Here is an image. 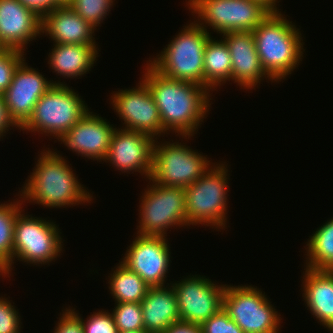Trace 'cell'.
I'll use <instances>...</instances> for the list:
<instances>
[{"instance_id":"obj_1","label":"cell","mask_w":333,"mask_h":333,"mask_svg":"<svg viewBox=\"0 0 333 333\" xmlns=\"http://www.w3.org/2000/svg\"><path fill=\"white\" fill-rule=\"evenodd\" d=\"M145 67L140 79L154 97L163 124V135L172 131L178 133L179 138L182 136L187 140L193 137L209 112L210 91L194 82L164 77L148 62Z\"/></svg>"},{"instance_id":"obj_2","label":"cell","mask_w":333,"mask_h":333,"mask_svg":"<svg viewBox=\"0 0 333 333\" xmlns=\"http://www.w3.org/2000/svg\"><path fill=\"white\" fill-rule=\"evenodd\" d=\"M46 149L38 155L36 166L26 179L27 183L23 185L19 199L48 208L91 203L93 196L78 181L72 166L58 152Z\"/></svg>"},{"instance_id":"obj_3","label":"cell","mask_w":333,"mask_h":333,"mask_svg":"<svg viewBox=\"0 0 333 333\" xmlns=\"http://www.w3.org/2000/svg\"><path fill=\"white\" fill-rule=\"evenodd\" d=\"M252 32L265 72L275 82L286 79L301 63L305 51L300 30L280 11L272 12Z\"/></svg>"},{"instance_id":"obj_4","label":"cell","mask_w":333,"mask_h":333,"mask_svg":"<svg viewBox=\"0 0 333 333\" xmlns=\"http://www.w3.org/2000/svg\"><path fill=\"white\" fill-rule=\"evenodd\" d=\"M210 37L211 33L194 20L148 63L164 77L194 82L213 91L204 82V50Z\"/></svg>"},{"instance_id":"obj_5","label":"cell","mask_w":333,"mask_h":333,"mask_svg":"<svg viewBox=\"0 0 333 333\" xmlns=\"http://www.w3.org/2000/svg\"><path fill=\"white\" fill-rule=\"evenodd\" d=\"M212 163L210 169L193 184L184 188L188 225H204L218 231L227 227L228 168Z\"/></svg>"},{"instance_id":"obj_6","label":"cell","mask_w":333,"mask_h":333,"mask_svg":"<svg viewBox=\"0 0 333 333\" xmlns=\"http://www.w3.org/2000/svg\"><path fill=\"white\" fill-rule=\"evenodd\" d=\"M85 101L66 84H53L37 101L32 116L20 131L39 132L58 139L89 110Z\"/></svg>"},{"instance_id":"obj_7","label":"cell","mask_w":333,"mask_h":333,"mask_svg":"<svg viewBox=\"0 0 333 333\" xmlns=\"http://www.w3.org/2000/svg\"><path fill=\"white\" fill-rule=\"evenodd\" d=\"M186 4L196 14L197 24L205 30L212 27L221 35L231 31H253L272 13L258 0H188Z\"/></svg>"},{"instance_id":"obj_8","label":"cell","mask_w":333,"mask_h":333,"mask_svg":"<svg viewBox=\"0 0 333 333\" xmlns=\"http://www.w3.org/2000/svg\"><path fill=\"white\" fill-rule=\"evenodd\" d=\"M148 180L150 186L144 189L139 201L137 234L166 237L169 228L188 227L184 188L160 186Z\"/></svg>"},{"instance_id":"obj_9","label":"cell","mask_w":333,"mask_h":333,"mask_svg":"<svg viewBox=\"0 0 333 333\" xmlns=\"http://www.w3.org/2000/svg\"><path fill=\"white\" fill-rule=\"evenodd\" d=\"M265 292L251 285H227L223 309L244 333H279L282 318Z\"/></svg>"},{"instance_id":"obj_10","label":"cell","mask_w":333,"mask_h":333,"mask_svg":"<svg viewBox=\"0 0 333 333\" xmlns=\"http://www.w3.org/2000/svg\"><path fill=\"white\" fill-rule=\"evenodd\" d=\"M154 145L151 181L160 186L187 188L212 165L203 154L181 142L157 143ZM159 144V145H158Z\"/></svg>"},{"instance_id":"obj_11","label":"cell","mask_w":333,"mask_h":333,"mask_svg":"<svg viewBox=\"0 0 333 333\" xmlns=\"http://www.w3.org/2000/svg\"><path fill=\"white\" fill-rule=\"evenodd\" d=\"M60 234L55 222L25 215L21 210L14 224L13 264L17 258L39 266L57 260L63 248Z\"/></svg>"},{"instance_id":"obj_12","label":"cell","mask_w":333,"mask_h":333,"mask_svg":"<svg viewBox=\"0 0 333 333\" xmlns=\"http://www.w3.org/2000/svg\"><path fill=\"white\" fill-rule=\"evenodd\" d=\"M180 281L170 283L177 297L180 321L202 325L223 308L226 284L217 285L206 276L191 274Z\"/></svg>"},{"instance_id":"obj_13","label":"cell","mask_w":333,"mask_h":333,"mask_svg":"<svg viewBox=\"0 0 333 333\" xmlns=\"http://www.w3.org/2000/svg\"><path fill=\"white\" fill-rule=\"evenodd\" d=\"M136 87L112 93L114 112L124 121L123 129L158 138L163 135V124L158 107L147 84L140 79ZM156 136V137H155Z\"/></svg>"},{"instance_id":"obj_14","label":"cell","mask_w":333,"mask_h":333,"mask_svg":"<svg viewBox=\"0 0 333 333\" xmlns=\"http://www.w3.org/2000/svg\"><path fill=\"white\" fill-rule=\"evenodd\" d=\"M167 241L164 236L137 234L121 263L138 274L149 287L166 286L171 262Z\"/></svg>"},{"instance_id":"obj_15","label":"cell","mask_w":333,"mask_h":333,"mask_svg":"<svg viewBox=\"0 0 333 333\" xmlns=\"http://www.w3.org/2000/svg\"><path fill=\"white\" fill-rule=\"evenodd\" d=\"M155 142L156 138L147 134L116 128L104 161L122 173L138 172L149 179L153 169Z\"/></svg>"},{"instance_id":"obj_16","label":"cell","mask_w":333,"mask_h":333,"mask_svg":"<svg viewBox=\"0 0 333 333\" xmlns=\"http://www.w3.org/2000/svg\"><path fill=\"white\" fill-rule=\"evenodd\" d=\"M53 84L65 82L48 81L24 59L16 68L12 82L2 94L13 121L21 128L32 116L35 104Z\"/></svg>"},{"instance_id":"obj_17","label":"cell","mask_w":333,"mask_h":333,"mask_svg":"<svg viewBox=\"0 0 333 333\" xmlns=\"http://www.w3.org/2000/svg\"><path fill=\"white\" fill-rule=\"evenodd\" d=\"M116 127L90 109L57 140L81 157L104 161Z\"/></svg>"},{"instance_id":"obj_18","label":"cell","mask_w":333,"mask_h":333,"mask_svg":"<svg viewBox=\"0 0 333 333\" xmlns=\"http://www.w3.org/2000/svg\"><path fill=\"white\" fill-rule=\"evenodd\" d=\"M222 38L232 59L231 80L241 89H255L265 78L275 82L262 67L252 31H231Z\"/></svg>"},{"instance_id":"obj_19","label":"cell","mask_w":333,"mask_h":333,"mask_svg":"<svg viewBox=\"0 0 333 333\" xmlns=\"http://www.w3.org/2000/svg\"><path fill=\"white\" fill-rule=\"evenodd\" d=\"M41 34V17L19 0H0V44L24 52Z\"/></svg>"},{"instance_id":"obj_20","label":"cell","mask_w":333,"mask_h":333,"mask_svg":"<svg viewBox=\"0 0 333 333\" xmlns=\"http://www.w3.org/2000/svg\"><path fill=\"white\" fill-rule=\"evenodd\" d=\"M97 28L83 20L67 4L55 7L41 17V33L56 44H96Z\"/></svg>"},{"instance_id":"obj_21","label":"cell","mask_w":333,"mask_h":333,"mask_svg":"<svg viewBox=\"0 0 333 333\" xmlns=\"http://www.w3.org/2000/svg\"><path fill=\"white\" fill-rule=\"evenodd\" d=\"M302 297L318 322L333 333V270L304 268Z\"/></svg>"},{"instance_id":"obj_22","label":"cell","mask_w":333,"mask_h":333,"mask_svg":"<svg viewBox=\"0 0 333 333\" xmlns=\"http://www.w3.org/2000/svg\"><path fill=\"white\" fill-rule=\"evenodd\" d=\"M140 303L147 333H163L180 321L177 297L171 284L149 287Z\"/></svg>"},{"instance_id":"obj_23","label":"cell","mask_w":333,"mask_h":333,"mask_svg":"<svg viewBox=\"0 0 333 333\" xmlns=\"http://www.w3.org/2000/svg\"><path fill=\"white\" fill-rule=\"evenodd\" d=\"M53 45L55 47L49 52L48 64L53 72L66 79L80 77L91 71L100 51L97 44Z\"/></svg>"},{"instance_id":"obj_24","label":"cell","mask_w":333,"mask_h":333,"mask_svg":"<svg viewBox=\"0 0 333 333\" xmlns=\"http://www.w3.org/2000/svg\"><path fill=\"white\" fill-rule=\"evenodd\" d=\"M204 82L216 90L221 84L231 80L232 59L226 42L212 37L204 50Z\"/></svg>"},{"instance_id":"obj_25","label":"cell","mask_w":333,"mask_h":333,"mask_svg":"<svg viewBox=\"0 0 333 333\" xmlns=\"http://www.w3.org/2000/svg\"><path fill=\"white\" fill-rule=\"evenodd\" d=\"M114 268L108 276L110 285L108 288L115 303H140L149 286L138 274L129 270L120 261Z\"/></svg>"},{"instance_id":"obj_26","label":"cell","mask_w":333,"mask_h":333,"mask_svg":"<svg viewBox=\"0 0 333 333\" xmlns=\"http://www.w3.org/2000/svg\"><path fill=\"white\" fill-rule=\"evenodd\" d=\"M306 247V266L311 269L333 270V217L310 236Z\"/></svg>"},{"instance_id":"obj_27","label":"cell","mask_w":333,"mask_h":333,"mask_svg":"<svg viewBox=\"0 0 333 333\" xmlns=\"http://www.w3.org/2000/svg\"><path fill=\"white\" fill-rule=\"evenodd\" d=\"M17 200L0 204V267L8 277L13 269L14 224L17 214L23 208L22 199Z\"/></svg>"},{"instance_id":"obj_28","label":"cell","mask_w":333,"mask_h":333,"mask_svg":"<svg viewBox=\"0 0 333 333\" xmlns=\"http://www.w3.org/2000/svg\"><path fill=\"white\" fill-rule=\"evenodd\" d=\"M114 2L115 0H70L67 5L96 28L106 19Z\"/></svg>"},{"instance_id":"obj_29","label":"cell","mask_w":333,"mask_h":333,"mask_svg":"<svg viewBox=\"0 0 333 333\" xmlns=\"http://www.w3.org/2000/svg\"><path fill=\"white\" fill-rule=\"evenodd\" d=\"M113 321L118 331L145 330L141 303H115Z\"/></svg>"},{"instance_id":"obj_30","label":"cell","mask_w":333,"mask_h":333,"mask_svg":"<svg viewBox=\"0 0 333 333\" xmlns=\"http://www.w3.org/2000/svg\"><path fill=\"white\" fill-rule=\"evenodd\" d=\"M24 53L14 49H5L0 53V95L8 89L16 68L25 59Z\"/></svg>"},{"instance_id":"obj_31","label":"cell","mask_w":333,"mask_h":333,"mask_svg":"<svg viewBox=\"0 0 333 333\" xmlns=\"http://www.w3.org/2000/svg\"><path fill=\"white\" fill-rule=\"evenodd\" d=\"M103 310L94 312L87 320L82 318L84 333H118L112 314Z\"/></svg>"},{"instance_id":"obj_32","label":"cell","mask_w":333,"mask_h":333,"mask_svg":"<svg viewBox=\"0 0 333 333\" xmlns=\"http://www.w3.org/2000/svg\"><path fill=\"white\" fill-rule=\"evenodd\" d=\"M201 327L203 333H244L223 308L205 321Z\"/></svg>"},{"instance_id":"obj_33","label":"cell","mask_w":333,"mask_h":333,"mask_svg":"<svg viewBox=\"0 0 333 333\" xmlns=\"http://www.w3.org/2000/svg\"><path fill=\"white\" fill-rule=\"evenodd\" d=\"M7 299L0 297V333H20L21 316L11 300Z\"/></svg>"},{"instance_id":"obj_34","label":"cell","mask_w":333,"mask_h":333,"mask_svg":"<svg viewBox=\"0 0 333 333\" xmlns=\"http://www.w3.org/2000/svg\"><path fill=\"white\" fill-rule=\"evenodd\" d=\"M62 312V314L60 313L62 316H60L56 324L57 326L55 325L54 333H84L82 317L75 311V308L72 309L69 306Z\"/></svg>"},{"instance_id":"obj_35","label":"cell","mask_w":333,"mask_h":333,"mask_svg":"<svg viewBox=\"0 0 333 333\" xmlns=\"http://www.w3.org/2000/svg\"><path fill=\"white\" fill-rule=\"evenodd\" d=\"M24 6L34 10L40 17L63 5L59 0H19Z\"/></svg>"},{"instance_id":"obj_36","label":"cell","mask_w":333,"mask_h":333,"mask_svg":"<svg viewBox=\"0 0 333 333\" xmlns=\"http://www.w3.org/2000/svg\"><path fill=\"white\" fill-rule=\"evenodd\" d=\"M11 126L12 128L16 127L20 130V127L10 117L5 100L3 96L0 95V138L6 135Z\"/></svg>"},{"instance_id":"obj_37","label":"cell","mask_w":333,"mask_h":333,"mask_svg":"<svg viewBox=\"0 0 333 333\" xmlns=\"http://www.w3.org/2000/svg\"><path fill=\"white\" fill-rule=\"evenodd\" d=\"M163 333H203L201 325L179 321L172 324Z\"/></svg>"},{"instance_id":"obj_38","label":"cell","mask_w":333,"mask_h":333,"mask_svg":"<svg viewBox=\"0 0 333 333\" xmlns=\"http://www.w3.org/2000/svg\"><path fill=\"white\" fill-rule=\"evenodd\" d=\"M258 1L262 2L272 12H280V9L278 7H276L277 6L276 4L279 3L280 1H278V0H258Z\"/></svg>"},{"instance_id":"obj_39","label":"cell","mask_w":333,"mask_h":333,"mask_svg":"<svg viewBox=\"0 0 333 333\" xmlns=\"http://www.w3.org/2000/svg\"><path fill=\"white\" fill-rule=\"evenodd\" d=\"M118 333H147L145 330L142 331H118Z\"/></svg>"},{"instance_id":"obj_40","label":"cell","mask_w":333,"mask_h":333,"mask_svg":"<svg viewBox=\"0 0 333 333\" xmlns=\"http://www.w3.org/2000/svg\"><path fill=\"white\" fill-rule=\"evenodd\" d=\"M0 275L4 278L6 277L5 270H3L1 267H0Z\"/></svg>"},{"instance_id":"obj_41","label":"cell","mask_w":333,"mask_h":333,"mask_svg":"<svg viewBox=\"0 0 333 333\" xmlns=\"http://www.w3.org/2000/svg\"><path fill=\"white\" fill-rule=\"evenodd\" d=\"M62 4H67L70 0H59Z\"/></svg>"},{"instance_id":"obj_42","label":"cell","mask_w":333,"mask_h":333,"mask_svg":"<svg viewBox=\"0 0 333 333\" xmlns=\"http://www.w3.org/2000/svg\"><path fill=\"white\" fill-rule=\"evenodd\" d=\"M5 50L4 47L0 44V53Z\"/></svg>"}]
</instances>
